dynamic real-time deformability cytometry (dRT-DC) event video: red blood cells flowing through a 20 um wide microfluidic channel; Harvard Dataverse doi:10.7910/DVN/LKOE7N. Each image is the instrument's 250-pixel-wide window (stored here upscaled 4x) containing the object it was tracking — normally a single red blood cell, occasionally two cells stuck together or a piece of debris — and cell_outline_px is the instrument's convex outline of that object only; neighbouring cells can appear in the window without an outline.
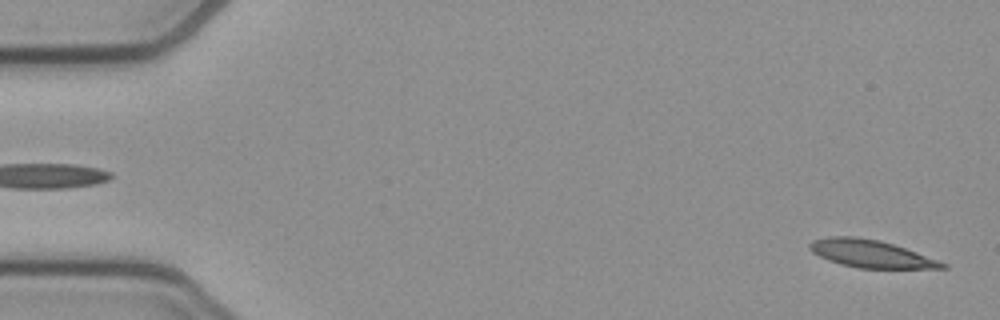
{"species": "common noctule bat (a hibernating species)", "species_latin": "Nyctalus noctula", "temperature_condition": "cold", "stored_images_in_passage": 52, "camera_frame_rate_fps": 3000, "um_per_image_px": 0.085, "animal": {"sex": "female", "body_mass_g": 21.9}, "frame": {"image": 1, "passage_image": 1, "time_ms": 0.0, "image_size_px": [1000, 320], "cell_outline_px": [[948, 268], [860, 268], [840, 264], [828, 260], [812, 252], [808, 248], [808, 244], [812, 240], [828, 236], [856, 236], [880, 240], [916, 252], [948, 264]], "centroid_in_image_um": [73.96, 21.55], "position_along_channel_um": 11.0, "area_um2": 21.21}}
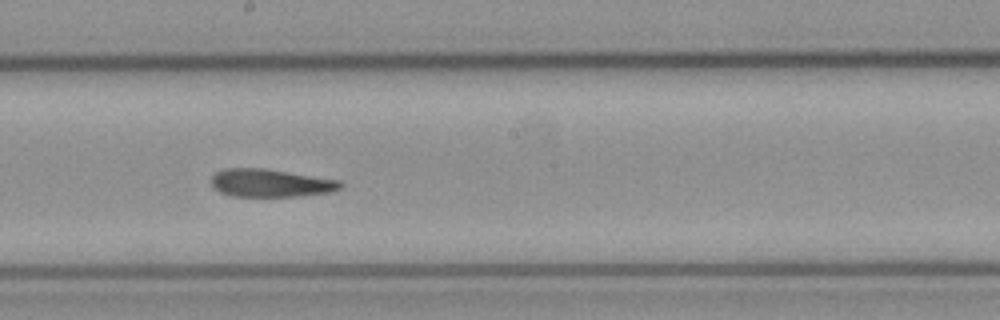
{"frame": {"image": 2, "passage_image": 28, "time_ms": 9.0, "image_size_px": [1000, 320], "cell_outline_px": [[344, 184], [340, 188], [332, 192], [296, 196], [232, 196], [220, 192], [212, 188], [212, 176], [216, 172], [224, 168], [264, 168], [340, 180]], "centroid_in_image_um": [22.99, 15.55], "position_along_channel_um": 225.2, "area_um2": 21.04}}
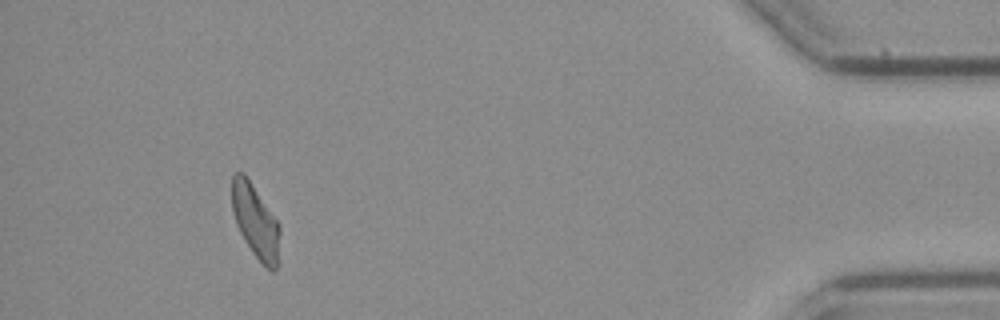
{"frame": {"image": 3, "passage_image": 48, "time_ms": 15.667, "image_size_px": [1000, 320], "cell_outline_px": [[280, 232], [276, 268], [272, 272], [252, 252], [244, 240], [236, 224], [232, 212], [232, 176], [236, 172], [244, 172], [280, 224]], "centroid_in_image_um": [21.7, 18.77], "position_along_channel_um": 413.5, "area_um2": 20.35}, "authors_computed_cell_mechanics": {"area_um2": 21.5883, "velocity_mm_per_s": 3.8307, "shape_relaxation_time_tau1_ms": null, "shape_relaxation_time_tau2_ms": 5.9084, "deformation_change_tau1": null, "deformation_change_tau2": 0.155}}